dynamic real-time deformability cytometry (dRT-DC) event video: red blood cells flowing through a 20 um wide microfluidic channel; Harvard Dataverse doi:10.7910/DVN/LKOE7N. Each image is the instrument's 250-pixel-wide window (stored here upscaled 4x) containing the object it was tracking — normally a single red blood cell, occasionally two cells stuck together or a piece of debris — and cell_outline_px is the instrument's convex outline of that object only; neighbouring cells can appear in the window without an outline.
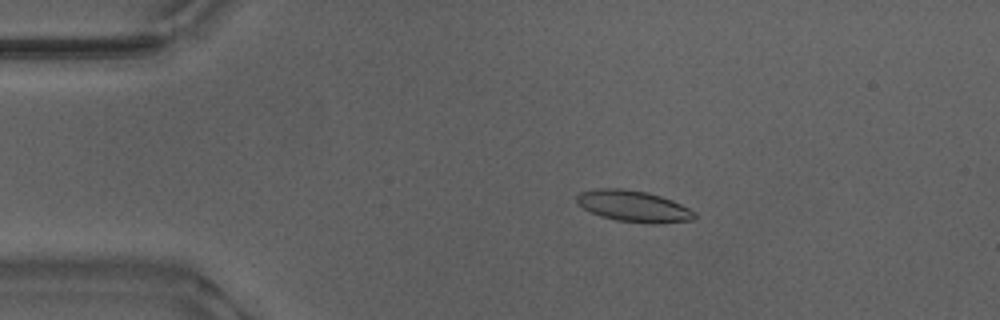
{"species": "Egyptian fruit bat (a non-hibernating species)", "species_latin": "Rousettus aegyptiacus", "temperature_condition": "warm", "stored_images_in_passage": 39, "camera_frame_rate_fps": 3000, "um_per_image_px": 0.085, "animal": {"sex": "male"}, "frame": {"image": 1, "passage_image": 1, "time_ms": 0.0, "image_size_px": [1000, 320], "cell_outline_px": [[696, 220], [656, 224], [652, 224], [616, 220], [600, 216], [576, 204], [576, 196], [580, 192], [600, 188], [620, 188], [648, 192], [672, 200], [696, 212]], "centroid_in_image_um": [53.87, 17.53], "position_along_channel_um": 31.1, "area_um2": 21.62}}
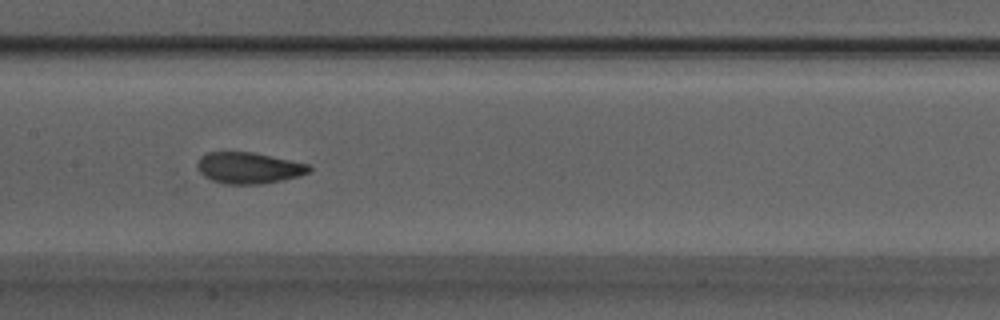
{"frame": {"image": 2, "passage_image": 17, "time_ms": 5.333, "image_size_px": [1000, 320], "cell_outline_px": [[312, 168], [308, 172], [300, 176], [264, 184], [224, 184], [212, 180], [204, 176], [196, 168], [196, 160], [200, 156], [208, 152], [252, 152], [308, 164]], "centroid_in_image_um": [21.09, 14.28], "position_along_channel_um": 186.3, "area_um2": 20.46}}
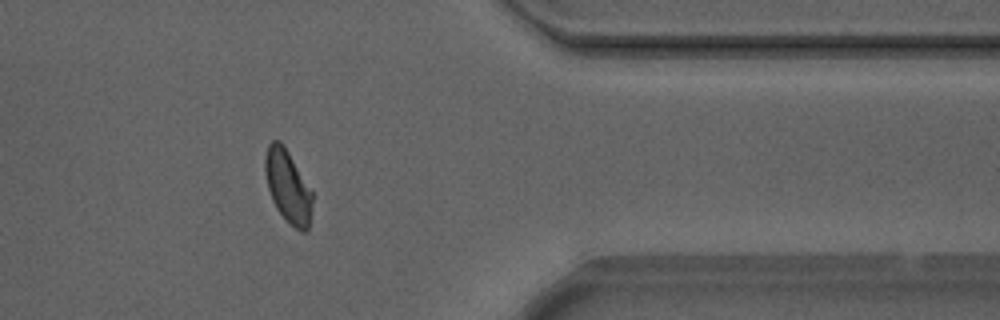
{"frame": {"image": 3, "passage_image": 34, "time_ms": 11.0, "image_size_px": [1000, 320], "cell_outline_px": [[312, 204], [308, 228], [304, 232], [296, 228], [276, 208], [272, 200], [268, 188], [264, 172], [264, 160], [268, 144], [272, 140], [280, 140], [288, 152], [312, 192]], "centroid_in_image_um": [24.44, 15.81], "position_along_channel_um": 387.0, "area_um2": 19.54}, "authors_computed_cell_mechanics": {"area_um2": 20.6924, "velocity_mm_per_s": 3.8569, "shape_relaxation_time_tau1_ms": 4.0755, "shape_relaxation_time_tau2_ms": 1.0893, "deformation_change_tau1": 0.1379, "deformation_change_tau2": 0.0629}}